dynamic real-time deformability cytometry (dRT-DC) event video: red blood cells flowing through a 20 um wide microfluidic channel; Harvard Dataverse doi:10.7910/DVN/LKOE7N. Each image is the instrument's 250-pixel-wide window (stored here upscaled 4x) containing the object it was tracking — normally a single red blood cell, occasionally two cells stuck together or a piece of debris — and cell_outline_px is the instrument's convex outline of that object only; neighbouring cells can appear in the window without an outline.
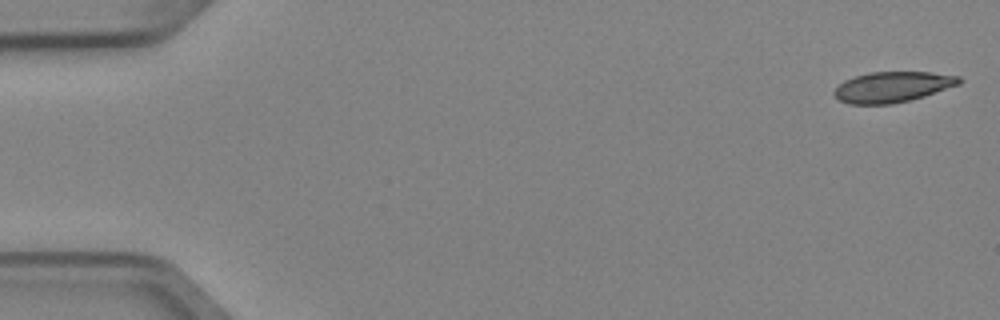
{"species": "Egyptian fruit bat (a non-hibernating species)", "species_latin": "Rousettus aegyptiacus", "temperature_condition": "cold", "stored_images_in_passage": 4, "camera_frame_rate_fps": 3000, "um_per_image_px": 0.085, "animal": {"sex": "female"}, "frame": {"image": 1, "passage_image": 1, "time_ms": 0.0, "image_size_px": [1000, 320], "cell_outline_px": [[964, 80], [960, 84], [924, 96], [892, 104], [848, 104], [840, 100], [832, 92], [844, 80], [856, 76], [872, 72], [932, 72], [960, 76]], "centroid_in_image_um": [75.89, 7.38], "position_along_channel_um": 9.1, "area_um2": 22.2}}
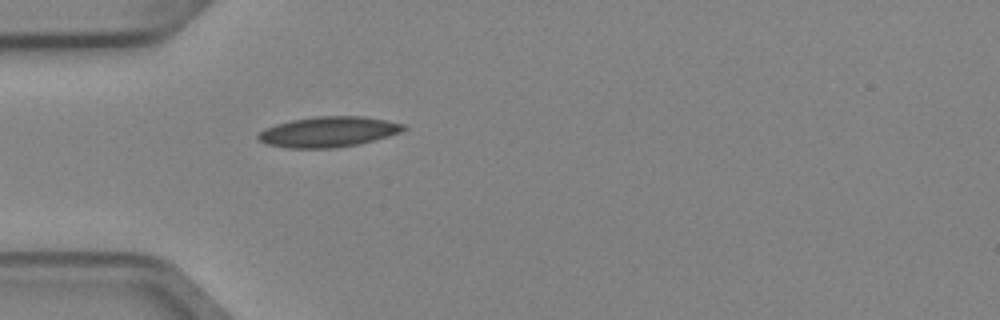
{"frame": {"image": 2, "passage_image": 4, "time_ms": 1.0, "image_size_px": [1000, 320], "cell_outline_px": [[408, 128], [400, 132], [388, 136], [360, 144], [336, 148], [288, 148], [268, 144], [260, 140], [256, 136], [264, 128], [276, 124], [292, 120], [316, 116], [364, 116], [404, 124]], "centroid_in_image_um": [27.92, 11.2], "position_along_channel_um": 57.1, "area_um2": 25.72}}